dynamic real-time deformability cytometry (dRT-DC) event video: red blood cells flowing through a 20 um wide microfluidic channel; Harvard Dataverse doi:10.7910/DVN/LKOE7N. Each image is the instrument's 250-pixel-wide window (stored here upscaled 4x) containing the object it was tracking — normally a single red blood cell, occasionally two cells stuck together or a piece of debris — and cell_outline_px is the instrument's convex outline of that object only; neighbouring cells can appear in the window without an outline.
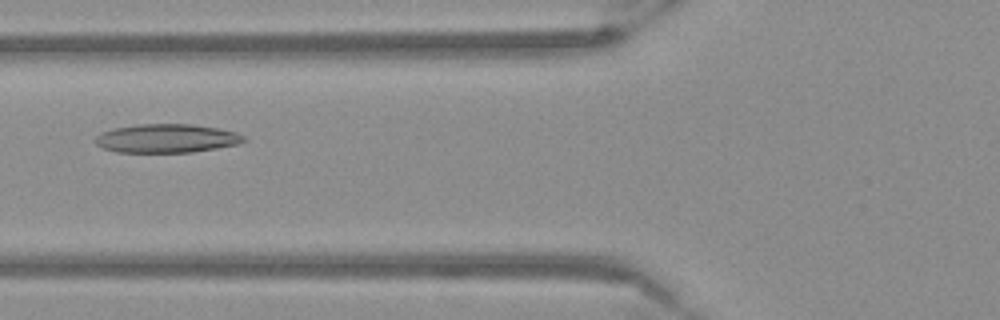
{"species": "Egyptian fruit bat (a non-hibernating species)", "species_latin": "Rousettus aegyptiacus", "temperature_condition": "warm", "stored_images_in_passage": 43, "camera_frame_rate_fps": 3000, "um_per_image_px": 0.085, "frame": {"image": 1, "passage_image": 11, "time_ms": 3.333, "image_size_px": [1000, 320], "cell_outline_px": [[248, 140], [236, 144], [216, 148], [192, 152], [116, 152], [104, 148], [96, 144], [96, 136], [100, 132], [112, 128], [136, 124], [192, 124], [216, 128], [236, 132], [244, 136]], "centroid_in_image_um": [14.14, 11.75], "position_along_channel_um": 111.7, "area_um2": 24.8}}
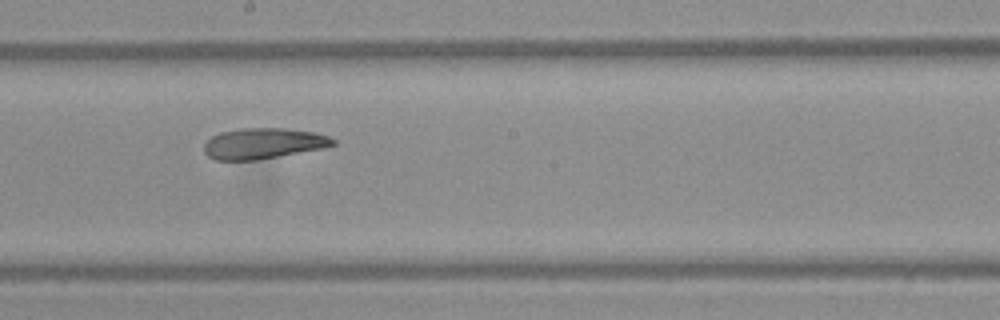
{"frame": {"image": 2, "passage_image": 20, "time_ms": 6.333, "image_size_px": [1000, 320], "cell_outline_px": [[336, 144], [320, 148], [256, 160], [216, 160], [208, 156], [204, 152], [204, 144], [212, 136], [220, 132], [240, 128], [284, 128], [312, 132], [328, 136], [336, 140]], "centroid_in_image_um": [22.33, 12.18], "position_along_channel_um": 225.9, "area_um2": 22.83}}
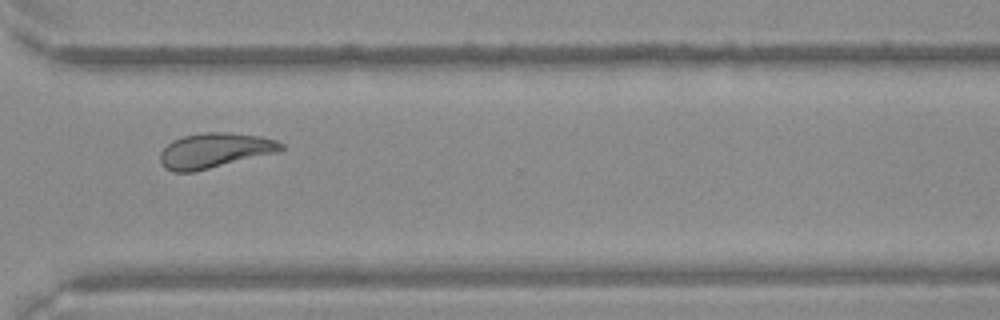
{"frame": {"image": 3, "passage_image": 30, "time_ms": 9.667, "image_size_px": [1000, 320], "cell_outline_px": [[284, 148], [276, 152], [192, 172], [172, 172], [164, 168], [160, 160], [160, 152], [172, 140], [184, 136], [204, 132], [228, 132], [260, 136], [276, 140], [284, 144]], "centroid_in_image_um": [18.21, 12.78], "position_along_channel_um": 352.4, "area_um2": 24.39}}